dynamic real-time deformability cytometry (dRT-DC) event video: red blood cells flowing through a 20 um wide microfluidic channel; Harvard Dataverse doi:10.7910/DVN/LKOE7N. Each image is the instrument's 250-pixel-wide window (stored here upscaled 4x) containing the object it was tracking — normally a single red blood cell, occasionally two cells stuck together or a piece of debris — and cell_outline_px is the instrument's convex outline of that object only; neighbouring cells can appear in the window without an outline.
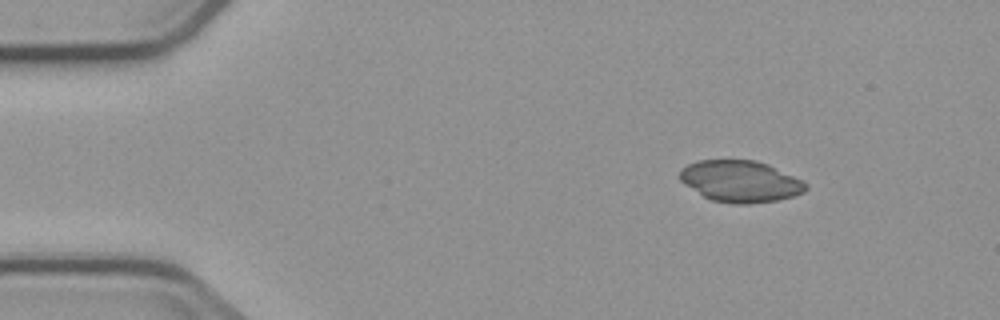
{"species": "common noctule bat (a hibernating species)", "species_latin": "Nyctalus noctula", "temperature_condition": "cold", "stored_images_in_passage": 3, "camera_frame_rate_fps": 3000, "um_per_image_px": 0.085, "animal": {"sex": "male", "body_mass_g": 23.1, "forearm_length_mm": 52.7}, "frame": {"image": 1, "passage_image": 1, "time_ms": 0.0, "image_size_px": [1000, 320], "cell_outline_px": [[808, 188], [804, 192], [792, 196], [776, 200], [748, 204], [732, 204], [712, 200], [704, 196], [684, 184], [680, 180], [680, 168], [688, 164], [700, 160], [756, 160], [768, 164], [804, 180], [808, 184]], "centroid_in_image_um": [62.95, 15.41], "position_along_channel_um": 22.0, "area_um2": 30.58}}